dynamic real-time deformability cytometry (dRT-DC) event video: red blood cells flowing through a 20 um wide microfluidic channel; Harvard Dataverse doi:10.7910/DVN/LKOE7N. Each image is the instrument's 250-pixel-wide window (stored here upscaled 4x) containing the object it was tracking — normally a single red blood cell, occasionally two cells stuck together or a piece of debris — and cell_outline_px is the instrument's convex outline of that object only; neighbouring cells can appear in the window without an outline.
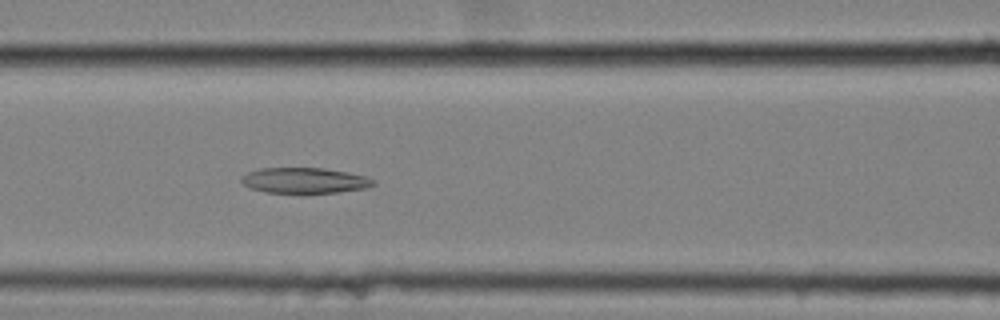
{"species": "common noctule bat (a hibernating species)", "species_latin": "Nyctalus noctula", "temperature_condition": "cold", "stored_images_in_passage": 44, "camera_frame_rate_fps": 3000, "um_per_image_px": 0.085, "animal": {"sex": "female", "body_mass_g": 25.1}, "frame": {"image": 1, "passage_image": 12, "time_ms": 3.667, "image_size_px": [1000, 320], "cell_outline_px": [[376, 184], [368, 188], [304, 196], [300, 196], [264, 192], [248, 188], [240, 180], [240, 176], [248, 172], [260, 168], [324, 168], [348, 172], [364, 176], [372, 180]], "centroid_in_image_um": [25.83, 15.39], "position_along_channel_um": 140.8, "area_um2": 20.63}}
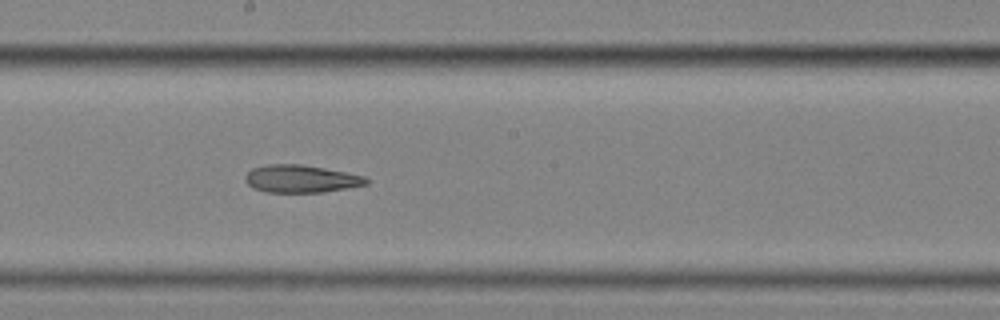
{"frame": {"image": 2, "passage_image": 19, "time_ms": 6.0, "image_size_px": [1000, 320], "cell_outline_px": [[368, 184], [320, 192], [264, 192], [252, 188], [244, 180], [244, 176], [252, 168], [268, 164], [300, 164], [324, 168], [364, 176], [368, 180]], "centroid_in_image_um": [25.51, 15.19], "position_along_channel_um": 222.7, "area_um2": 19.31}}
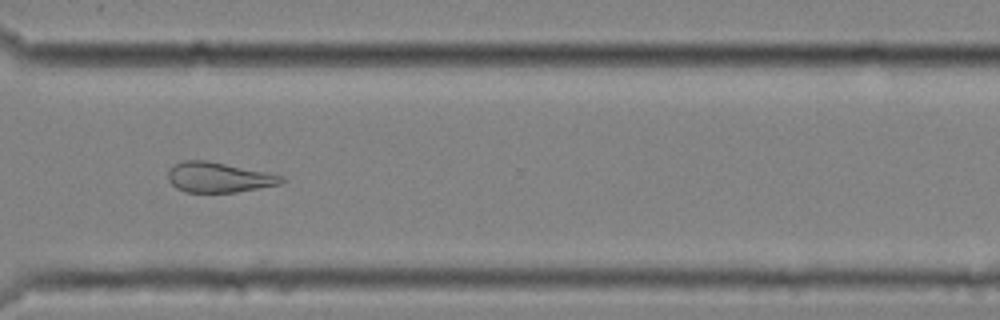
{"frame": {"image": 3, "passage_image": 30, "time_ms": 9.667, "image_size_px": [1000, 320], "cell_outline_px": [[284, 180], [280, 184], [236, 192], [184, 192], [176, 188], [168, 180], [168, 172], [176, 164], [184, 160], [208, 160], [284, 176]], "centroid_in_image_um": [18.57, 15.08], "position_along_channel_um": 352.0, "area_um2": 19.71}, "authors_computed_cell_mechanics": {"area_um2": 20.6635, "velocity_mm_per_s": 3.5131, "shape_relaxation_time_tau1_ms": null, "shape_relaxation_time_tau2_ms": 6.8972, "deformation_change_tau1": null, "deformation_change_tau2": 0.1871}}